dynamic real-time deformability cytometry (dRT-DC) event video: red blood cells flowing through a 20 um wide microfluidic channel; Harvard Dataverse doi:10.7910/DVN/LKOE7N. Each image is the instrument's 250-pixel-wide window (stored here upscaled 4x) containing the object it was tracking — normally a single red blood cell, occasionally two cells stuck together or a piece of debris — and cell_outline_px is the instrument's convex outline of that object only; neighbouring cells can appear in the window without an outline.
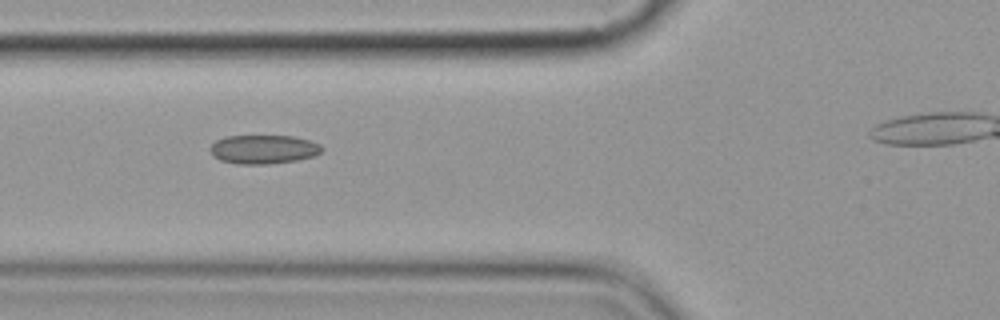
{"species": "common noctule bat (a hibernating species)", "species_latin": "Nyctalus noctula", "temperature_condition": "cold", "stored_images_in_passage": 6, "segment_of_instrument_passage": [1, 2], "camera_frame_rate_fps": 3000, "um_per_image_px": 0.085, "animal": {"sex": "female", "body_mass_g": 19.9}, "frame": {"image": 1, "passage_image": 4, "time_ms": 4.333, "image_size_px": [1000, 320], "cell_outline_px": [[324, 148], [320, 152], [312, 156], [296, 160], [268, 164], [236, 164], [220, 160], [212, 156], [208, 148], [216, 140], [224, 136], [292, 136], [308, 140], [320, 144]], "centroid_in_image_um": [22.34, 12.69], "position_along_channel_um": 103.5, "area_um2": 18.84}}
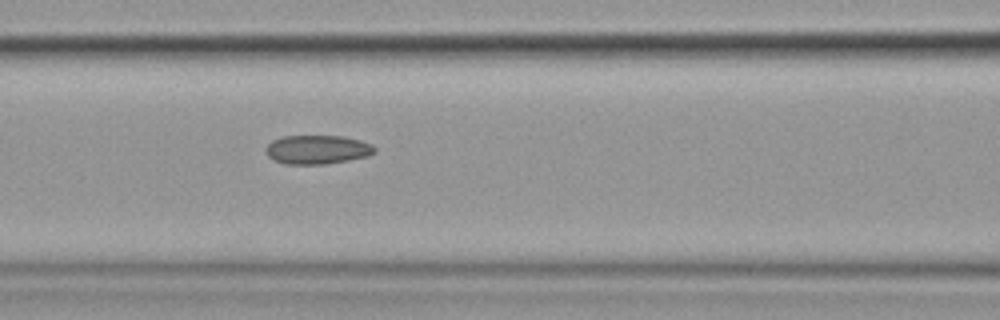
{"frame": {"image": 2, "passage_image": 5, "time_ms": 5.333, "image_size_px": [1000, 320], "cell_outline_px": [[376, 152], [368, 156], [348, 160], [324, 164], [284, 164], [272, 160], [268, 156], [264, 148], [272, 140], [284, 136], [344, 136], [360, 140], [372, 144], [376, 148]], "centroid_in_image_um": [26.96, 12.71], "position_along_channel_um": 139.6, "area_um2": 18.5}}